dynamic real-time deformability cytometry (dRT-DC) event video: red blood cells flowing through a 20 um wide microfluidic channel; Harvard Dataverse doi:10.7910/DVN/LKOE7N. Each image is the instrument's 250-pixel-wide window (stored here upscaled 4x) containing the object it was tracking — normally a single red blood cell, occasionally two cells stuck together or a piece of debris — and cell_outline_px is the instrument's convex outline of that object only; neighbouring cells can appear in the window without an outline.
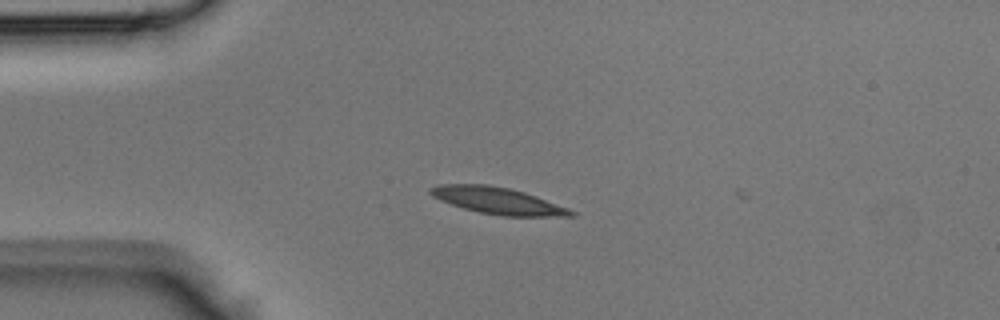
{"species": "Egyptian fruit bat (a non-hibernating species)", "species_latin": "Rousettus aegyptiacus", "temperature_condition": "room temperature", "stored_images_in_passage": 3, "camera_frame_rate_fps": 3000, "um_per_image_px": 0.085, "animal": {"sex": "male"}, "frame": {"image": 1, "passage_image": 1, "time_ms": 0.0, "image_size_px": [1000, 320], "cell_outline_px": [[576, 216], [500, 216], [480, 212], [464, 208], [440, 200], [432, 196], [428, 192], [428, 188], [440, 184], [484, 184], [508, 188], [524, 192], [536, 196], [568, 208], [576, 212]], "centroid_in_image_um": [42.3, 17.06], "position_along_channel_um": 42.7, "area_um2": 21.73}}